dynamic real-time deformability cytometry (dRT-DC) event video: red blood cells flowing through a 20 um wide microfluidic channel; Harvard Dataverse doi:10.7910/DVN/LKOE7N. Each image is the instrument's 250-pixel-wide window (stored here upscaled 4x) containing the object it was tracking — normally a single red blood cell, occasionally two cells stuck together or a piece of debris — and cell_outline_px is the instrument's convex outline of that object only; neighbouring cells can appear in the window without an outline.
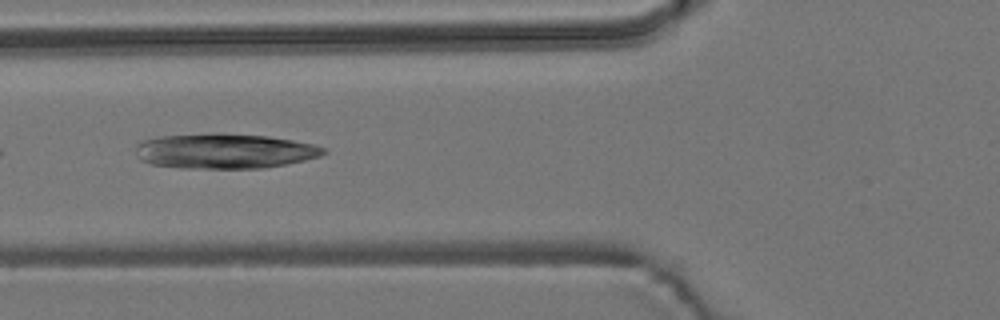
{"species": "common noctule bat (a hibernating species)", "species_latin": "Nyctalus noctula", "temperature_condition": "room temperature", "stored_images_in_passage": 6, "camera_frame_rate_fps": 3000, "um_per_image_px": 0.085, "animal": {"sex": "male", "body_mass_g": 19.2, "forearm_length_mm": 51.8}, "frame": {"image": 1, "passage_image": 6, "time_ms": 6.333, "image_size_px": [1000, 320], "cell_outline_px": [[328, 152], [320, 156], [304, 160], [264, 168], [180, 168], [152, 164], [140, 160], [136, 156], [136, 144], [140, 140], [160, 136], [220, 132], [268, 136], [292, 140], [312, 144], [328, 148]], "centroid_in_image_um": [19.06, 12.83], "position_along_channel_um": 106.7, "area_um2": 38.78}}